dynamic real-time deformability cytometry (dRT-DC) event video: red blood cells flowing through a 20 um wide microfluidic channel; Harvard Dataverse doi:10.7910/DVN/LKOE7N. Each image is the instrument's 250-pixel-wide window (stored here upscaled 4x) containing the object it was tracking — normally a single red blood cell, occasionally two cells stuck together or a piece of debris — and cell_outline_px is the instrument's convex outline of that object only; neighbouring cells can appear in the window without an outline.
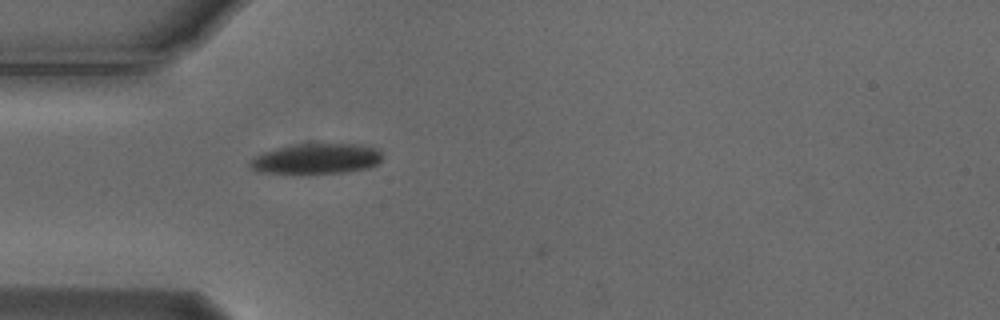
{"species": "Egyptian fruit bat (a non-hibernating species)", "species_latin": "Rousettus aegyptiacus", "temperature_condition": "cold", "stored_images_in_passage": 3, "camera_frame_rate_fps": 3000, "um_per_image_px": 0.085, "animal": {"sex": "male"}, "frame": {"image": 1, "passage_image": 1, "time_ms": 0.0, "image_size_px": [1000, 320], "cell_outline_px": [[384, 156], [376, 164], [368, 168], [344, 172], [260, 172], [252, 168], [248, 164], [256, 156], [264, 152], [276, 148], [292, 144], [360, 144], [376, 148]], "centroid_in_image_um": [26.94, 13.47], "position_along_channel_um": 58.1, "area_um2": 22.89}}